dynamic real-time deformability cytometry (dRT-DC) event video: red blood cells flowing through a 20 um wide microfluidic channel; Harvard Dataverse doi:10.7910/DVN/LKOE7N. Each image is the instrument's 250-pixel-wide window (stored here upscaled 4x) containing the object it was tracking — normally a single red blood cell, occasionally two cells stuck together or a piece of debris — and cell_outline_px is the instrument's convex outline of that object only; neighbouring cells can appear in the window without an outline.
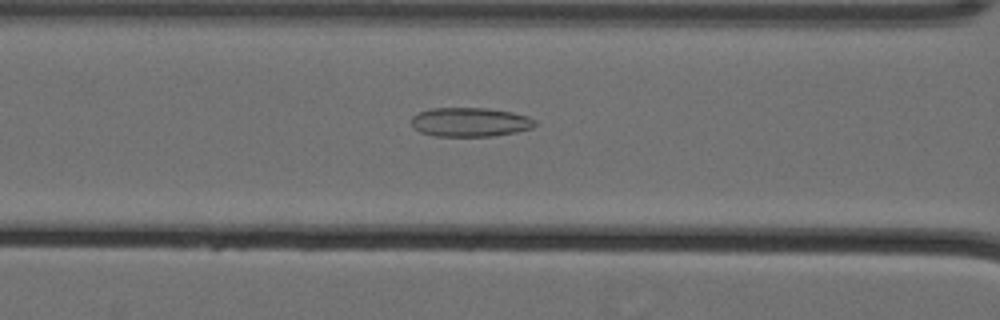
{"species": "Egyptian fruit bat (a non-hibernating species)", "species_latin": "Rousettus aegyptiacus", "temperature_condition": "cold", "stored_images_in_passage": 59, "camera_frame_rate_fps": 3000, "um_per_image_px": 0.085, "animal": {"sex": "female"}, "frame": {"image": 1, "passage_image": 27, "time_ms": 8.667, "image_size_px": [1000, 320], "cell_outline_px": [[536, 124], [532, 128], [516, 132], [492, 136], [432, 136], [420, 132], [412, 128], [412, 116], [420, 112], [432, 108], [488, 108], [512, 112], [528, 116], [536, 120]], "centroid_in_image_um": [39.95, 10.38], "position_along_channel_um": 126.6, "area_um2": 21.1}}
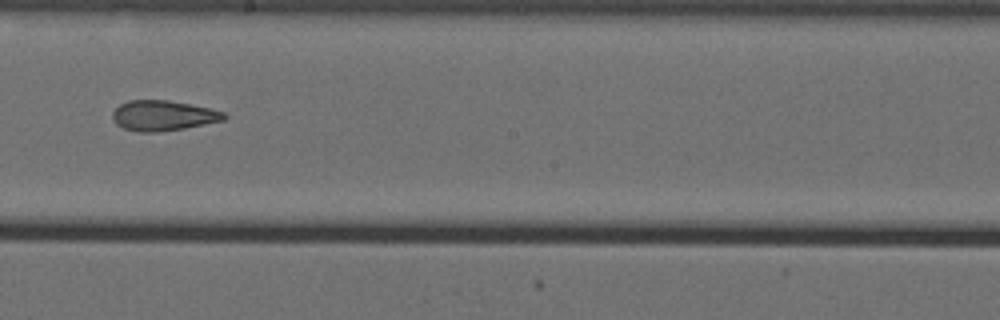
{"frame": {"image": 2, "passage_image": 36, "time_ms": 11.667, "image_size_px": [1000, 320], "cell_outline_px": [[228, 116], [224, 120], [184, 128], [156, 132], [136, 132], [124, 128], [116, 124], [112, 120], [112, 112], [120, 104], [128, 100], [168, 100], [192, 104], [224, 112]], "centroid_in_image_um": [13.84, 9.82], "position_along_channel_um": 234.4, "area_um2": 19.71}}
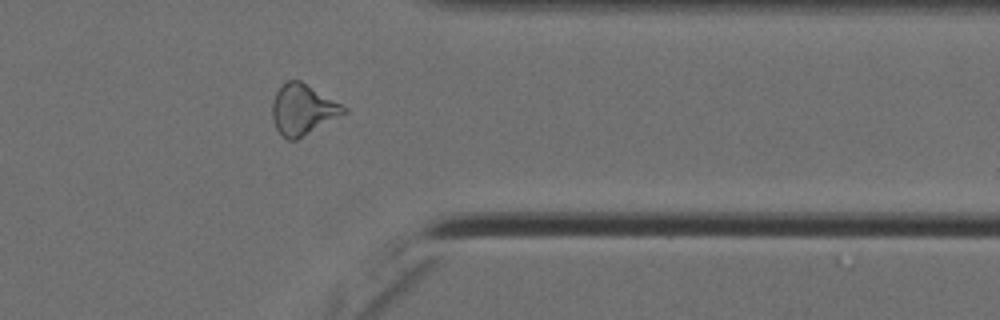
{"frame": {"image": 3, "passage_image": 49, "time_ms": 16.0, "image_size_px": [1000, 320], "cell_outline_px": [[348, 112], [296, 140], [288, 140], [276, 128], [272, 120], [272, 100], [276, 92], [288, 80], [300, 80], [348, 108]], "centroid_in_image_um": [25.74, 9.32], "position_along_channel_um": 385.7, "area_um2": 20.87}, "authors_computed_cell_mechanics": {"area_um2": 22.4842, "velocity_mm_per_s": 3.5884, "shape_relaxation_time_tau1_ms": null, "shape_relaxation_time_tau2_ms": 3.6506, "deformation_change_tau1": null, "deformation_change_tau2": 0.1056}}